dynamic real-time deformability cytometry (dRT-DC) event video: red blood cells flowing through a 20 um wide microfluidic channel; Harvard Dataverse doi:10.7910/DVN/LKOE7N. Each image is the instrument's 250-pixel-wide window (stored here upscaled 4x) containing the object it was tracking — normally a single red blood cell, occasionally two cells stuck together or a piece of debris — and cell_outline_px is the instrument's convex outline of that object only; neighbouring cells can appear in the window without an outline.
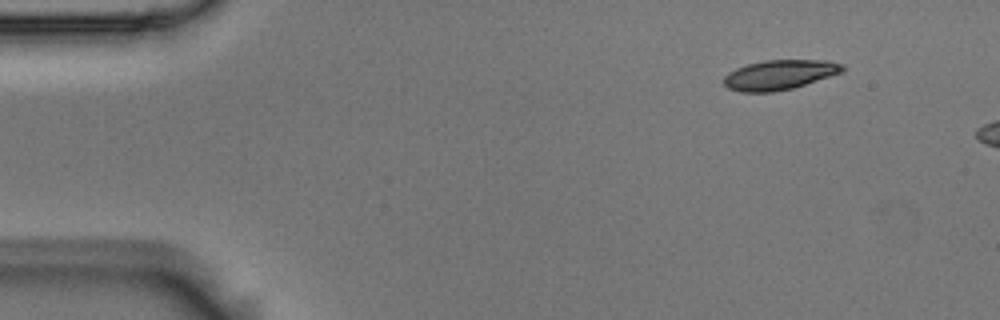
{"species": "Egyptian fruit bat (a non-hibernating species)", "species_latin": "Rousettus aegyptiacus", "temperature_condition": "room temperature", "stored_images_in_passage": 5, "camera_frame_rate_fps": 3000, "um_per_image_px": 0.085, "animal": {"sex": "male"}, "frame": {"image": 1, "passage_image": 1, "time_ms": 0.0, "image_size_px": [1000, 320], "cell_outline_px": [[844, 72], [792, 88], [772, 92], [740, 92], [728, 88], [724, 84], [724, 76], [728, 72], [736, 68], [748, 64], [764, 60], [824, 60], [844, 64]], "centroid_in_image_um": [66.26, 6.35], "position_along_channel_um": 18.7, "area_um2": 20.58}}
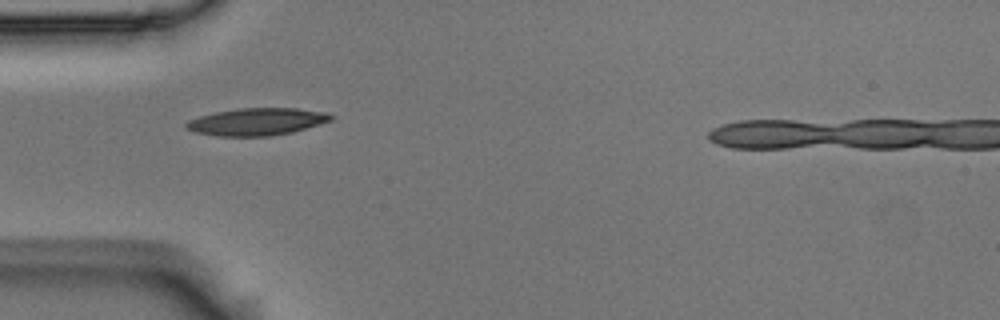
{"frame": {"image": 2, "passage_image": 4, "time_ms": 1.0, "image_size_px": [1000, 320], "cell_outline_px": [[332, 120], [292, 132], [272, 136], [216, 136], [196, 132], [184, 128], [184, 124], [188, 120], [200, 116], [216, 112], [240, 108], [296, 108], [328, 112], [332, 116]], "centroid_in_image_um": [21.81, 10.34], "position_along_channel_um": 63.2, "area_um2": 23.0}}
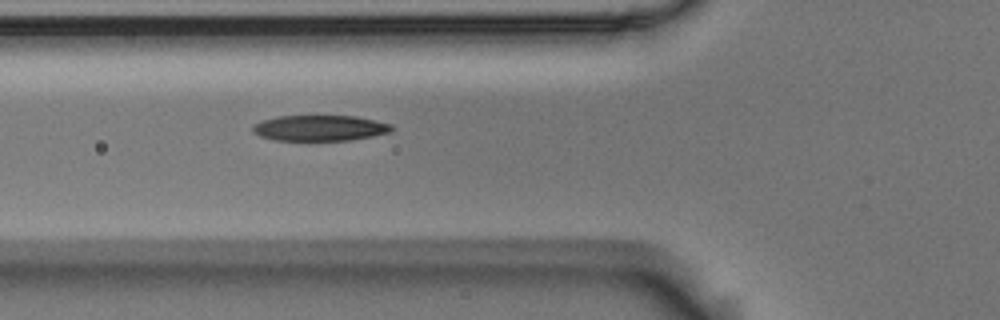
{"frame": {"image": 3, "passage_image": 5, "time_ms": 1.333, "image_size_px": [1000, 320], "cell_outline_px": [[396, 128], [392, 132], [372, 136], [348, 140], [272, 140], [260, 136], [252, 132], [252, 124], [276, 116], [356, 116], [392, 124]], "centroid_in_image_um": [27.19, 10.88], "position_along_channel_um": 98.6, "area_um2": 20.92}}